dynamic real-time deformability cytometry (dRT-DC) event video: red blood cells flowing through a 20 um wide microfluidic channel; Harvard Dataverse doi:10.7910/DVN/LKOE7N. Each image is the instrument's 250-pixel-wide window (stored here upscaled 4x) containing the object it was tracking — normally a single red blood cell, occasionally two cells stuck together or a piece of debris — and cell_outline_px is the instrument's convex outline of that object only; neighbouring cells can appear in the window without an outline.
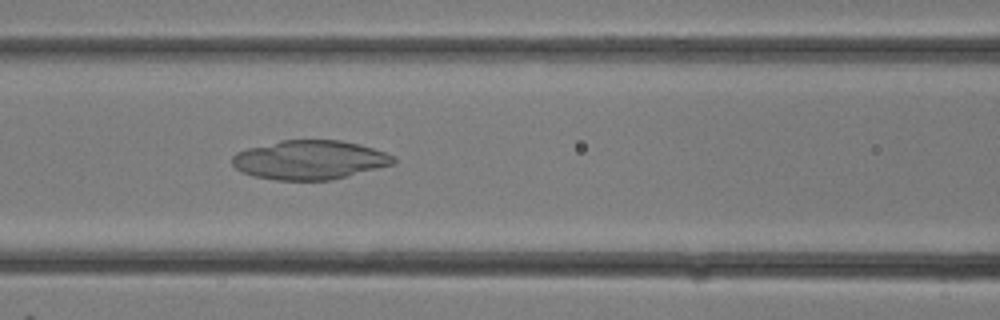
{"species": "common noctule bat (a hibernating species)", "species_latin": "Nyctalus noctula", "temperature_condition": "room temperature", "stored_images_in_passage": 4, "camera_frame_rate_fps": 3000, "um_per_image_px": 0.085, "animal": {"sex": "female"}, "frame": {"image": 1, "passage_image": 4, "time_ms": 1.0, "image_size_px": [1000, 320], "cell_outline_px": [[396, 164], [332, 180], [276, 180], [256, 176], [244, 172], [236, 168], [232, 164], [232, 156], [236, 152], [248, 148], [280, 140], [340, 140], [360, 144], [396, 156]], "centroid_in_image_um": [26.36, 13.59], "position_along_channel_um": 140.2, "area_um2": 36.82}}